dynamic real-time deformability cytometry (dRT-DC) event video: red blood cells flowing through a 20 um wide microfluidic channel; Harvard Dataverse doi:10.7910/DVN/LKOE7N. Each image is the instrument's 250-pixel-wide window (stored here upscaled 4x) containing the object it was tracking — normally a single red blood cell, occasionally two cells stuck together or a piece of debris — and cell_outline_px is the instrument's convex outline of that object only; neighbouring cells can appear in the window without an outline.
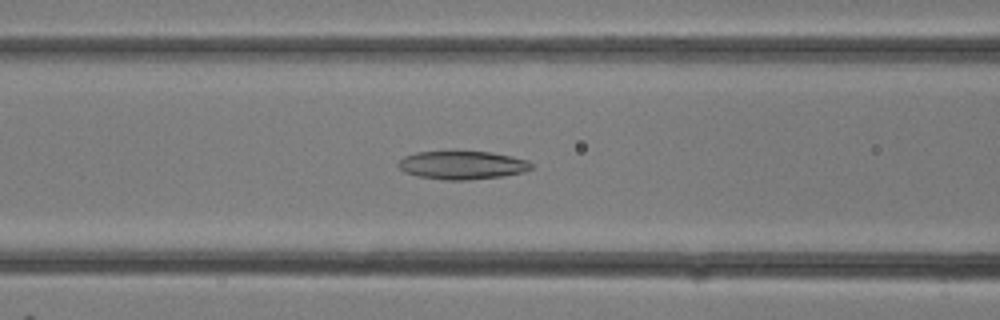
{"species": "common noctule bat (a hibernating species)", "species_latin": "Nyctalus noctula", "temperature_condition": "room temperature", "stored_images_in_passage": 29, "camera_frame_rate_fps": 3000, "um_per_image_px": 0.085, "animal": {"sex": "female"}, "frame": {"image": 1, "passage_image": 13, "time_ms": 4.0, "image_size_px": [1000, 320], "cell_outline_px": [[532, 168], [524, 172], [504, 176], [464, 180], [444, 180], [416, 176], [404, 172], [396, 164], [404, 156], [416, 152], [452, 148], [492, 152], [512, 156], [528, 160], [532, 164]], "centroid_in_image_um": [39.25, 13.98], "position_along_channel_um": 127.3, "area_um2": 23.06}}
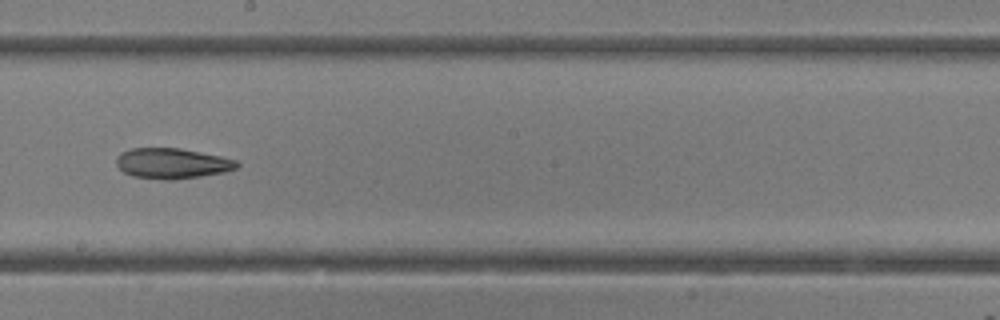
{"frame": {"image": 2, "passage_image": 18, "time_ms": 5.667, "image_size_px": [1000, 320], "cell_outline_px": [[240, 164], [236, 168], [224, 172], [200, 176], [172, 180], [164, 180], [132, 176], [124, 172], [116, 164], [116, 156], [120, 152], [132, 148], [180, 148], [220, 156], [236, 160]], "centroid_in_image_um": [14.6, 13.88], "position_along_channel_um": 233.6, "area_um2": 21.39}}
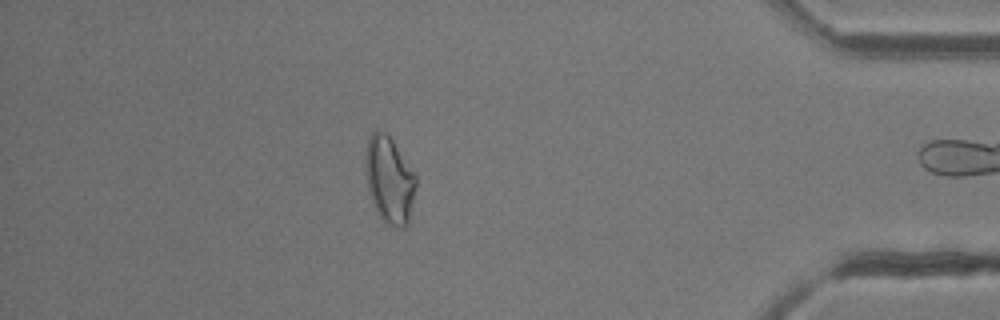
{"frame": {"image": 3, "passage_image": 28, "time_ms": 9.0, "image_size_px": [1000, 320], "cell_outline_px": [[416, 188], [408, 224], [404, 228], [400, 228], [388, 224], [376, 212], [368, 192], [364, 160], [364, 152], [368, 136], [376, 128], [388, 132], [416, 176]], "centroid_in_image_um": [33.07, 15.23], "position_along_channel_um": 402.1, "area_um2": 26.07}}